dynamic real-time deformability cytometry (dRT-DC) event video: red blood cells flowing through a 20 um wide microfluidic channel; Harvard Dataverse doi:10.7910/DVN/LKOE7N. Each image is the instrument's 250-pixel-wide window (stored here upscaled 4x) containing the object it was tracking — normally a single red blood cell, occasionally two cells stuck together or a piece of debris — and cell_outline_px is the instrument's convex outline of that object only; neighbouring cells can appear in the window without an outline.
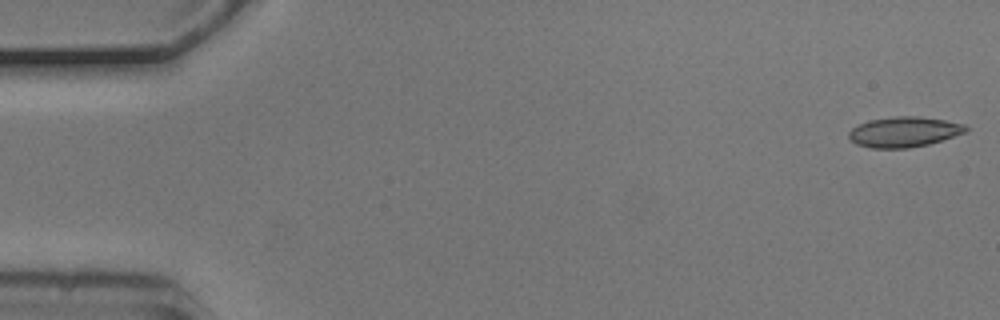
{"species": "common noctule bat (a hibernating species)", "species_latin": "Nyctalus noctula", "temperature_condition": "cold", "stored_images_in_passage": 5, "camera_frame_rate_fps": 3000, "um_per_image_px": 0.085, "animal": {"sex": "male", "body_mass_g": 20.5, "forearm_length_mm": 52.5}, "frame": {"image": 1, "passage_image": 1, "time_ms": 0.0, "image_size_px": [1000, 320], "cell_outline_px": [[968, 128], [964, 132], [928, 144], [908, 148], [872, 148], [856, 144], [848, 136], [848, 132], [852, 128], [868, 120], [896, 116], [920, 116], [944, 120], [964, 124]], "centroid_in_image_um": [76.8, 11.2], "position_along_channel_um": 8.2, "area_um2": 20.4}}
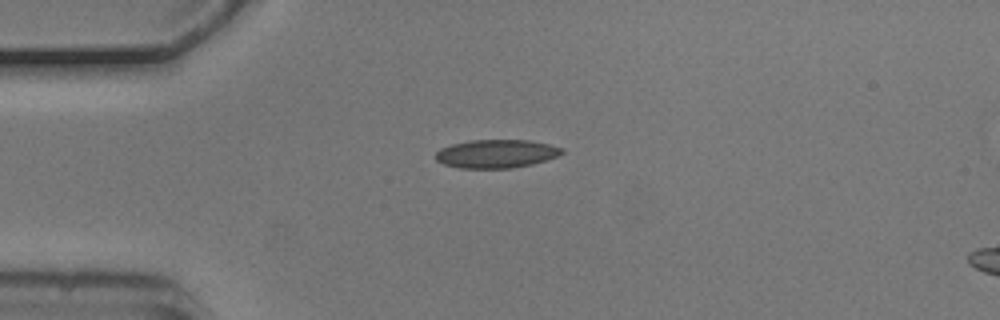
{"frame": {"image": 2, "passage_image": 4, "time_ms": 1.0, "image_size_px": [1000, 320], "cell_outline_px": [[564, 152], [556, 156], [532, 164], [512, 168], [460, 168], [444, 164], [436, 160], [436, 152], [440, 148], [452, 144], [472, 140], [528, 140], [548, 144], [564, 148]], "centroid_in_image_um": [42.17, 13.06], "position_along_channel_um": 42.8, "area_um2": 20.75}}